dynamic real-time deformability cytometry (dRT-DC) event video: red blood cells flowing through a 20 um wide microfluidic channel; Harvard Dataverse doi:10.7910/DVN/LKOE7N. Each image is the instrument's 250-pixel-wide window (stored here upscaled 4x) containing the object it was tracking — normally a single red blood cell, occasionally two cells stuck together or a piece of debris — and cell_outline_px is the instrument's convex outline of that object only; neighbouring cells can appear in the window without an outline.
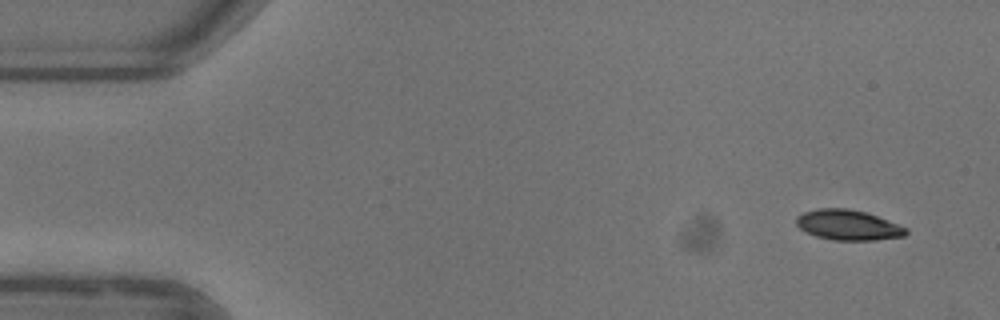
{"species": "common noctule bat (a hibernating species)", "species_latin": "Nyctalus noctula", "temperature_condition": "warm", "stored_images_in_passage": 52, "camera_frame_rate_fps": 3000, "um_per_image_px": 0.085, "animal": {"sex": "female"}, "frame": {"image": 1, "passage_image": 3, "time_ms": 0.667, "image_size_px": [1000, 320], "cell_outline_px": [[908, 232], [904, 236], [876, 240], [832, 240], [816, 236], [804, 232], [796, 224], [796, 216], [804, 212], [820, 208], [848, 208], [864, 212], [888, 220], [908, 228]], "centroid_in_image_um": [72.07, 19.13], "position_along_channel_um": 12.9, "area_um2": 19.36}}
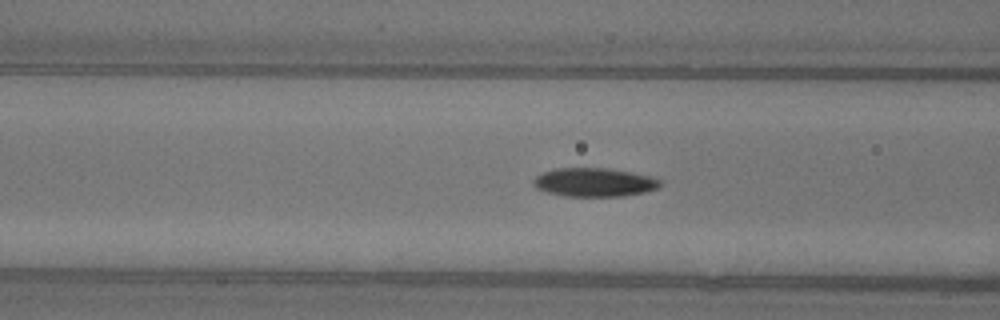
{"frame": {"image": 2, "passage_image": 20, "time_ms": 6.333, "image_size_px": [1000, 320], "cell_outline_px": [[660, 184], [656, 188], [644, 192], [624, 196], [564, 196], [548, 192], [536, 188], [532, 184], [532, 180], [536, 176], [544, 172], [556, 168], [608, 168], [632, 172], [652, 176], [660, 180]], "centroid_in_image_um": [50.49, 15.49], "position_along_channel_um": 116.1, "area_um2": 21.15}}
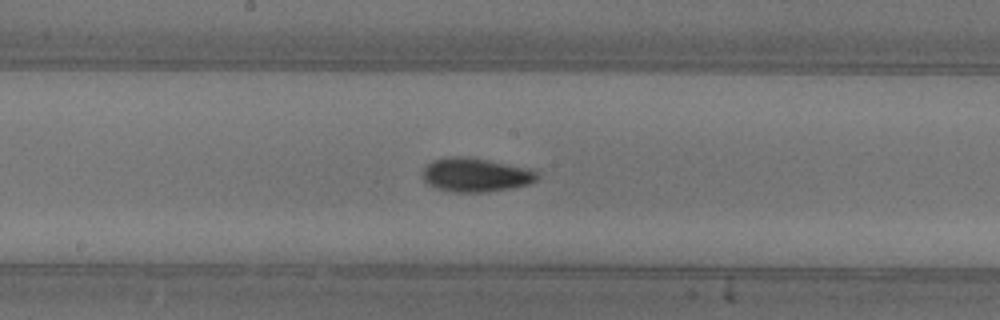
{"frame": {"image": 3, "passage_image": 27, "time_ms": 8.667, "image_size_px": [1000, 320], "cell_outline_px": [[540, 176], [536, 180], [528, 184], [512, 188], [488, 192], [452, 192], [436, 188], [428, 184], [424, 180], [424, 168], [432, 160], [448, 156], [468, 156], [532, 168], [540, 172]], "centroid_in_image_um": [40.49, 14.85], "position_along_channel_um": 207.7, "area_um2": 23.0}, "authors_computed_cell_mechanics": {"area_um2": 20.8658, "velocity_mm_per_s": 3.9164, "shape_relaxation_time_tau1_ms": 3.6098, "shape_relaxation_time_tau2_ms": 3.111, "deformation_change_tau1": 0.147, "deformation_change_tau2": 0.077}}